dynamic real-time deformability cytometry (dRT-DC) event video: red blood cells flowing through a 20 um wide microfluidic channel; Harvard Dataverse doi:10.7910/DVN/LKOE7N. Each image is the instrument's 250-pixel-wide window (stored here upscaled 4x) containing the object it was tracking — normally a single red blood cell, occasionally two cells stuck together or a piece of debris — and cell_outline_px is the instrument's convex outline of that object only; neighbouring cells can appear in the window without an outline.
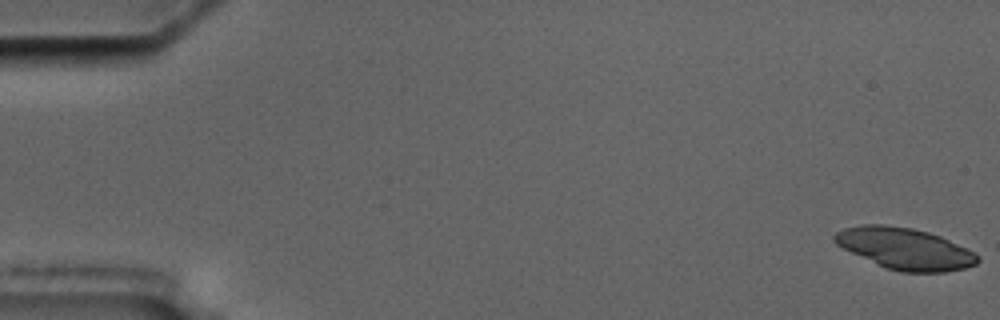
{"species": "common noctule bat (a hibernating species)", "species_latin": "Nyctalus noctula", "temperature_condition": "cold", "stored_images_in_passage": 4, "camera_frame_rate_fps": 3000, "um_per_image_px": 0.085, "animal": {"sex": "male", "body_mass_g": 17.5, "forearm_length_mm": 52.3}, "frame": {"image": 1, "passage_image": 1, "time_ms": 0.0, "image_size_px": [1000, 320], "cell_outline_px": [[980, 260], [976, 264], [964, 268], [944, 272], [900, 272], [888, 268], [852, 252], [836, 244], [832, 240], [832, 236], [836, 232], [844, 228], [864, 224], [884, 224], [912, 228], [928, 232], [940, 236], [980, 256]], "centroid_in_image_um": [76.9, 21.12], "position_along_channel_um": 8.1, "area_um2": 34.04}}